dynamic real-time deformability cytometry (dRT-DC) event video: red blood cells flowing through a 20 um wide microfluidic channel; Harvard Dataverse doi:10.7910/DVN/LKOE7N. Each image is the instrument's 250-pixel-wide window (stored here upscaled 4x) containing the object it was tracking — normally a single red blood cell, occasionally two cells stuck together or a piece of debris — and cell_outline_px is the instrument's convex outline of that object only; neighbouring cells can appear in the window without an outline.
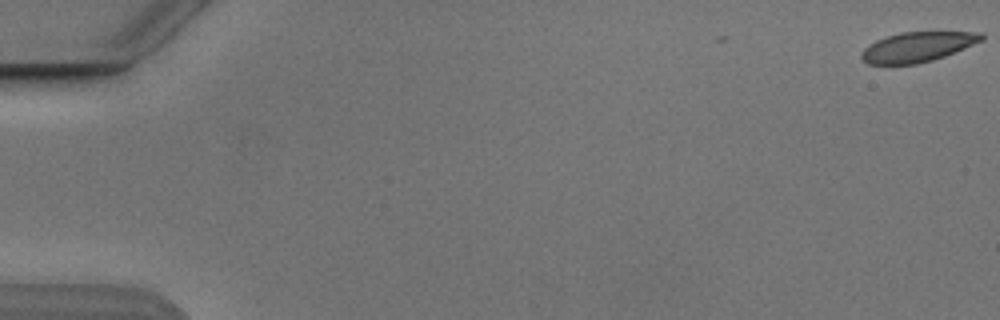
{"species": "Egyptian fruit bat (a non-hibernating species)", "species_latin": "Rousettus aegyptiacus", "temperature_condition": "cold", "stored_images_in_passage": 4, "camera_frame_rate_fps": 3000, "um_per_image_px": 0.085, "animal": {"sex": "male"}, "frame": {"image": 1, "passage_image": 1, "time_ms": 0.0, "image_size_px": [1000, 320], "cell_outline_px": [[984, 40], [944, 56], [932, 60], [916, 64], [868, 64], [860, 56], [860, 52], [864, 48], [876, 40], [900, 32], [984, 32]], "centroid_in_image_um": [77.99, 3.98], "position_along_channel_um": 7.0, "area_um2": 20.81}}